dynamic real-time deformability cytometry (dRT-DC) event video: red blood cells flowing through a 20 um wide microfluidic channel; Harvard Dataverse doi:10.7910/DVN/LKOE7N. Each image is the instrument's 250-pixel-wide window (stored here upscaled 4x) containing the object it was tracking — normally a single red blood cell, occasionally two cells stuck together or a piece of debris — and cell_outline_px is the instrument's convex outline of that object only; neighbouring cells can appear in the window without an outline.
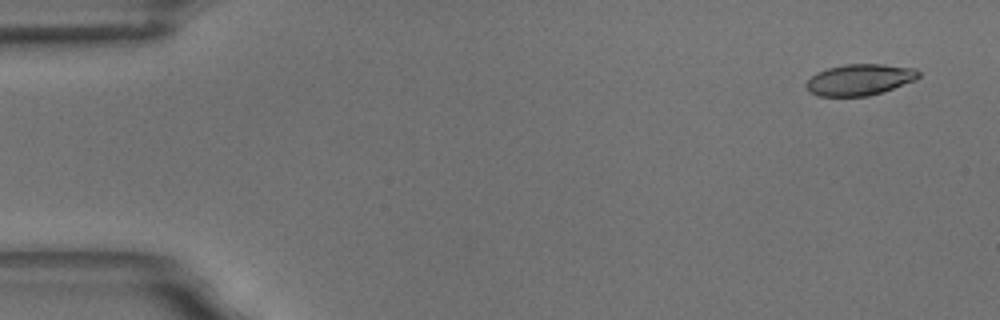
{"species": "common noctule bat (a hibernating species)", "species_latin": "Nyctalus noctula", "temperature_condition": "room temperature", "stored_images_in_passage": 6, "segment_of_instrument_passage": [2, 2], "camera_frame_rate_fps": 3000, "um_per_image_px": 0.085, "animal": {"sex": "male", "body_mass_g": 18.8}, "frame": {"image": 1, "passage_image": 6, "time_ms": 5.667, "image_size_px": [1000, 320], "cell_outline_px": [[920, 76], [916, 80], [868, 96], [820, 96], [808, 92], [804, 88], [804, 84], [816, 72], [828, 68], [844, 64], [884, 64], [916, 68], [920, 72]], "centroid_in_image_um": [73.05, 6.76], "position_along_channel_um": 12.0, "area_um2": 20.58}}